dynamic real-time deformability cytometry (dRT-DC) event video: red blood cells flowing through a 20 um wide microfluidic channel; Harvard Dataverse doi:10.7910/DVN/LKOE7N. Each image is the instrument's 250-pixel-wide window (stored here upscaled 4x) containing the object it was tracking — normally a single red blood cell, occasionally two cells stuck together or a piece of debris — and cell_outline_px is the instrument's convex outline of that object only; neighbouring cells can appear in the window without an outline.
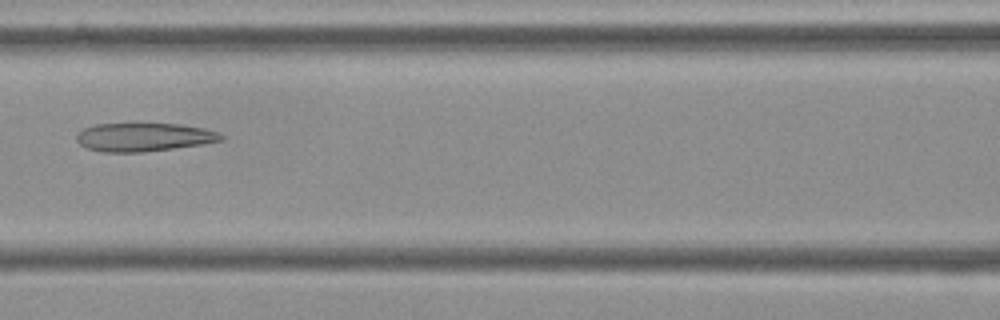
{"species": "Egyptian fruit bat (a non-hibernating species)", "species_latin": "Rousettus aegyptiacus", "temperature_condition": "cold", "stored_images_in_passage": 11, "camera_frame_rate_fps": 3000, "um_per_image_px": 0.085, "frame": {"image": 1, "passage_image": 7, "time_ms": 2.0, "image_size_px": [1000, 320], "cell_outline_px": [[224, 140], [204, 144], [144, 152], [100, 152], [84, 148], [76, 140], [76, 136], [84, 128], [96, 124], [132, 120], [136, 120], [180, 124], [204, 128], [220, 132], [224, 136]], "centroid_in_image_um": [12.21, 11.6], "position_along_channel_um": 154.4, "area_um2": 25.37}}
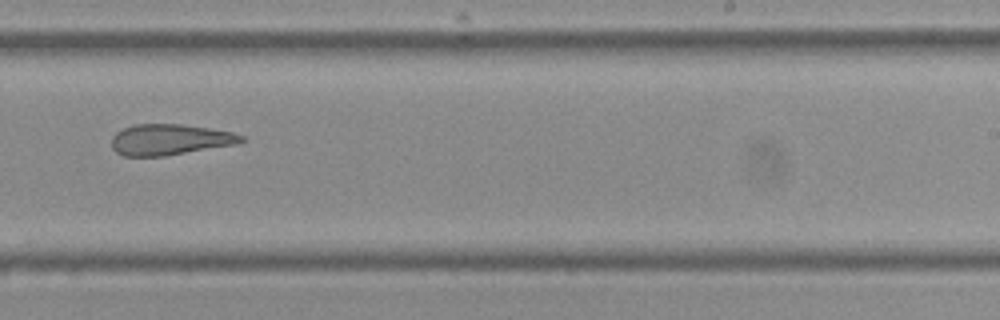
{"frame": {"image": 2, "passage_image": 10, "time_ms": 3.0, "image_size_px": [1000, 320], "cell_outline_px": [[248, 140], [236, 144], [164, 156], [124, 156], [116, 152], [112, 148], [112, 136], [116, 132], [124, 128], [136, 124], [180, 124], [208, 128], [232, 132], [244, 136]], "centroid_in_image_um": [14.44, 11.86], "position_along_channel_um": 274.6, "area_um2": 23.29}}
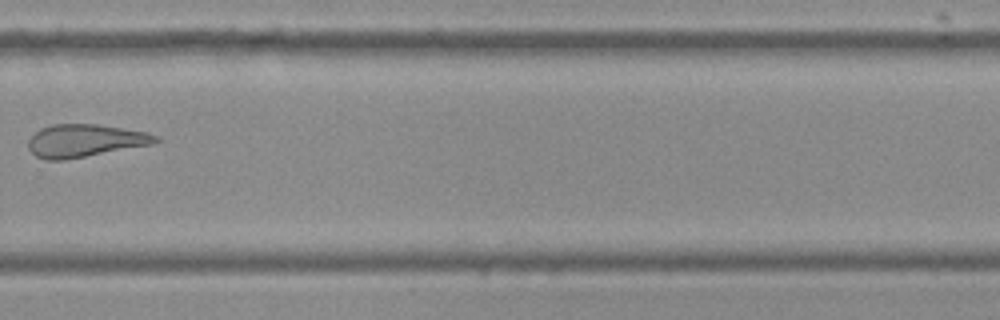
{"frame": {"image": 3, "passage_image": 11, "time_ms": 3.333, "image_size_px": [1000, 320], "cell_outline_px": [[160, 140], [152, 144], [64, 160], [44, 160], [36, 156], [28, 148], [28, 140], [40, 128], [52, 124], [96, 124], [124, 128], [148, 132], [160, 136]], "centroid_in_image_um": [7.22, 11.95], "position_along_channel_um": 322.6, "area_um2": 24.28}}